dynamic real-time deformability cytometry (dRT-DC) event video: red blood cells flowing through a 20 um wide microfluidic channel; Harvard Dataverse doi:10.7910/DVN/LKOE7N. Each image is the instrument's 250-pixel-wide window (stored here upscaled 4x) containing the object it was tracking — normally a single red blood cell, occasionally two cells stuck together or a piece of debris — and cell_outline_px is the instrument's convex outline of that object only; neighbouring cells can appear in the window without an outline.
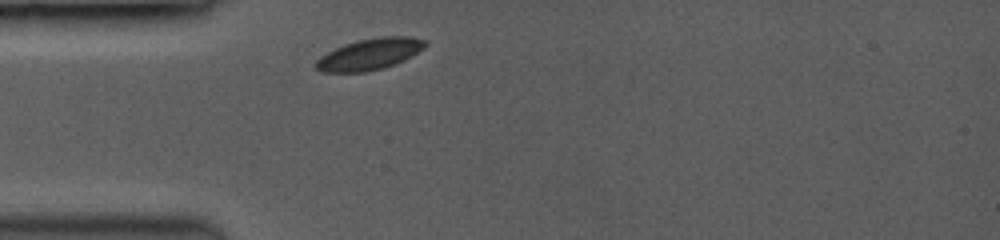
{"species": "common noctule bat (a hibernating species)", "species_latin": "Nyctalus noctula", "temperature_condition": "room temperature", "stored_images_in_passage": 6, "camera_frame_rate_fps": 3500, "um_per_image_px": 0.085, "animal": {"sex": "female", "body_mass_g": 19.0, "forearm_length_mm": 53.3}, "frame": {"image": 1, "passage_image": 1, "time_ms": 0.0, "image_size_px": [1000, 240], "cell_outline_px": [[428, 44], [424, 48], [404, 60], [384, 68], [364, 72], [320, 72], [316, 68], [316, 60], [320, 56], [344, 44], [356, 40], [380, 36], [408, 36], [428, 40]], "centroid_in_image_um": [31.44, 4.59], "position_along_channel_um": 53.6, "area_um2": 20.06}}
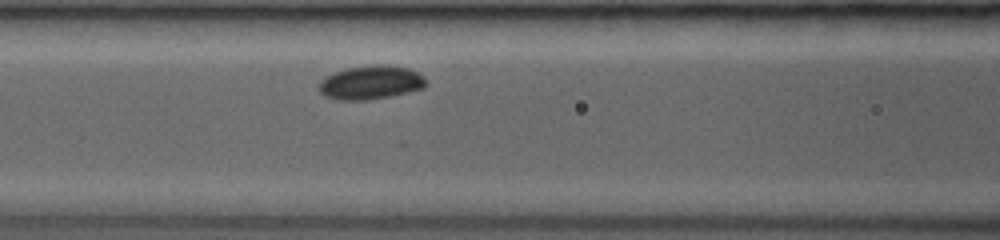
{"frame": {"image": 2, "passage_image": 4, "time_ms": 0.857, "image_size_px": [1000, 240], "cell_outline_px": [[428, 84], [424, 88], [388, 96], [356, 100], [344, 100], [328, 96], [320, 92], [320, 80], [336, 72], [348, 68], [368, 64], [388, 64], [408, 68], [424, 76]], "centroid_in_image_um": [31.57, 6.98], "position_along_channel_um": 135.0, "area_um2": 20.69}}
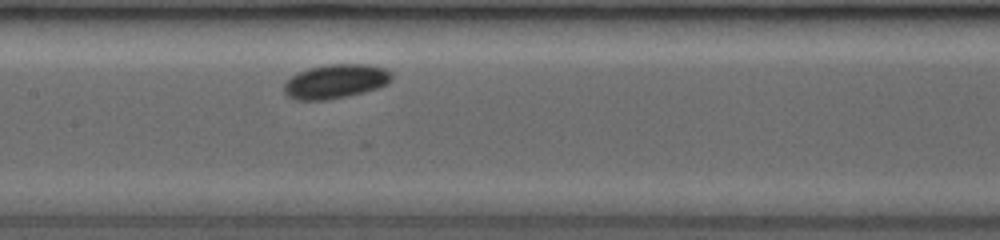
{"frame": {"image": 3, "passage_image": 6, "time_ms": 1.429, "image_size_px": [1000, 240], "cell_outline_px": [[392, 80], [376, 88], [344, 96], [320, 100], [300, 100], [288, 96], [284, 92], [284, 84], [296, 72], [308, 68], [324, 64], [368, 64], [388, 68], [392, 72]], "centroid_in_image_um": [28.52, 6.88], "position_along_channel_um": 178.9, "area_um2": 21.27}}